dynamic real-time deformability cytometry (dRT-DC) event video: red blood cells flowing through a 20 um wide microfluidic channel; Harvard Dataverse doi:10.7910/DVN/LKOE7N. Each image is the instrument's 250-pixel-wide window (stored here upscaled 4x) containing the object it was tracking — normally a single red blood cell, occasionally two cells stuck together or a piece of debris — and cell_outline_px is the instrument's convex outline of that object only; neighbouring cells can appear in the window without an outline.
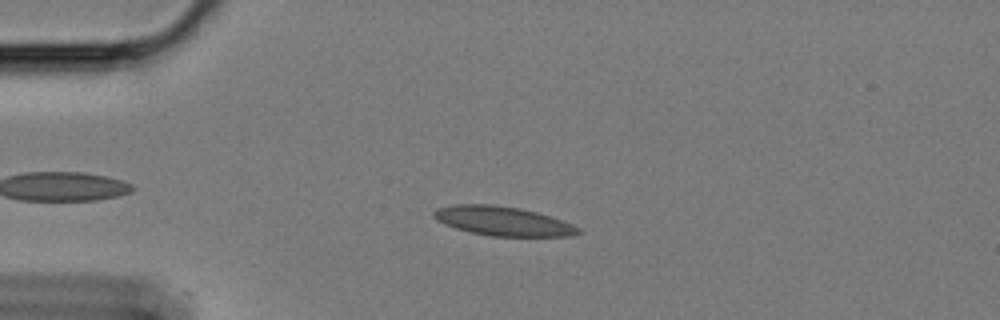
{"species": "Egyptian fruit bat (a non-hibernating species)", "species_latin": "Rousettus aegyptiacus", "temperature_condition": "cold", "stored_images_in_passage": 45, "camera_frame_rate_fps": 3000, "um_per_image_px": 0.085, "animal": {"sex": "female"}, "frame": {"image": 1, "passage_image": 9, "time_ms": 2.667, "image_size_px": [1000, 320], "cell_outline_px": [[584, 232], [572, 236], [488, 236], [456, 228], [444, 224], [436, 220], [432, 216], [432, 212], [436, 208], [452, 204], [492, 204], [520, 208], [536, 212], [572, 224], [580, 228]], "centroid_in_image_um": [42.71, 18.79], "position_along_channel_um": 42.3, "area_um2": 24.68}}
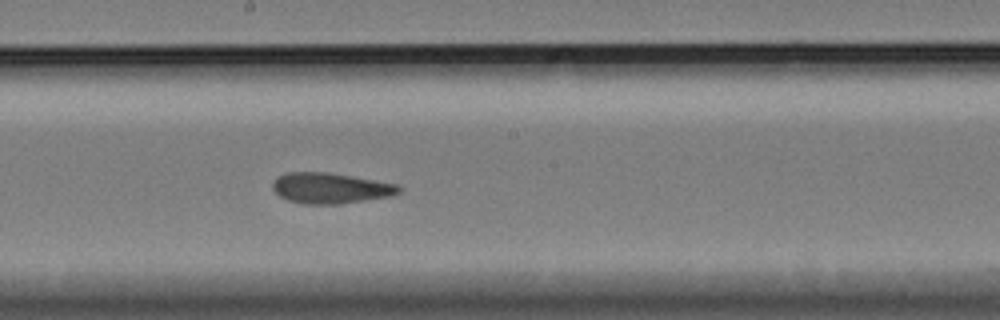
{"frame": {"image": 2, "passage_image": 27, "time_ms": 8.667, "image_size_px": [1000, 320], "cell_outline_px": [[404, 188], [400, 192], [392, 196], [340, 204], [304, 204], [288, 200], [280, 196], [272, 188], [272, 180], [276, 176], [288, 172], [328, 172], [400, 184]], "centroid_in_image_um": [28.12, 15.98], "position_along_channel_um": 220.1, "area_um2": 22.89}}
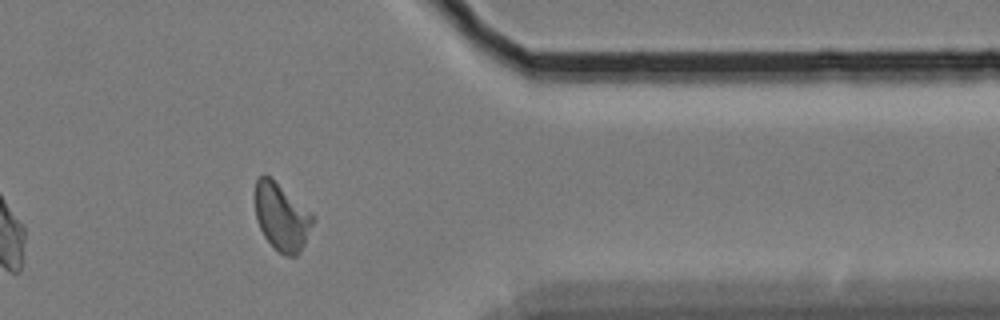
{"frame": {"image": 3, "passage_image": 43, "time_ms": 14.0, "image_size_px": [1000, 320], "cell_outline_px": [[316, 216], [304, 244], [300, 252], [296, 256], [284, 256], [264, 236], [256, 220], [256, 180], [264, 172], [312, 212]], "centroid_in_image_um": [23.96, 18.43], "position_along_channel_um": 387.4, "area_um2": 22.43}, "authors_computed_cell_mechanics": {"area_um2": 22.9466, "velocity_mm_per_s": 3.3876, "shape_relaxation_time_tau1_ms": null, "shape_relaxation_time_tau2_ms": 2.6795, "deformation_change_tau1": null, "deformation_change_tau2": 0.068}}